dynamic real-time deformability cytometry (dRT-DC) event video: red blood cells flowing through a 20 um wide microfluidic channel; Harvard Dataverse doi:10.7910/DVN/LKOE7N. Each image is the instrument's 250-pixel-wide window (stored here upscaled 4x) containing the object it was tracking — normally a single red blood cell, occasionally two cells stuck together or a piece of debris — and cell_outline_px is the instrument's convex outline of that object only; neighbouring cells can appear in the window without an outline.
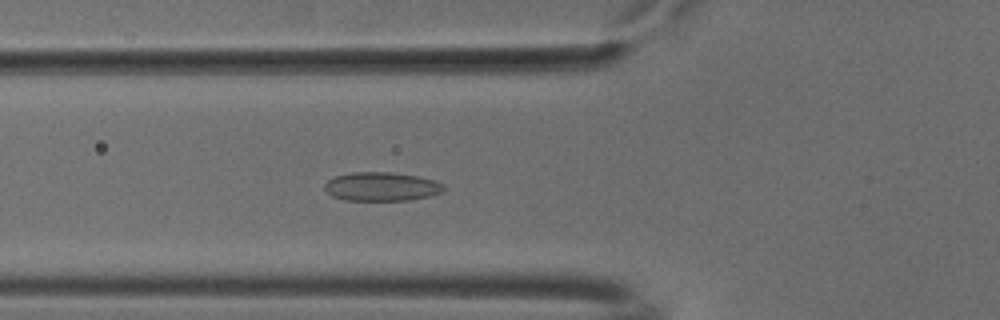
{"species": "common noctule bat (a hibernating species)", "species_latin": "Nyctalus noctula", "temperature_condition": "cold", "stored_images_in_passage": 49, "camera_frame_rate_fps": 3000, "um_per_image_px": 0.085, "animal": {"sex": "male", "body_mass_g": 18.8}, "frame": {"image": 1, "passage_image": 15, "time_ms": 4.667, "image_size_px": [1000, 320], "cell_outline_px": [[444, 188], [440, 192], [428, 196], [408, 200], [344, 200], [332, 196], [324, 188], [324, 184], [328, 180], [336, 176], [352, 172], [392, 172], [416, 176], [436, 180], [444, 184]], "centroid_in_image_um": [32.41, 15.85], "position_along_channel_um": 93.4, "area_um2": 19.88}}
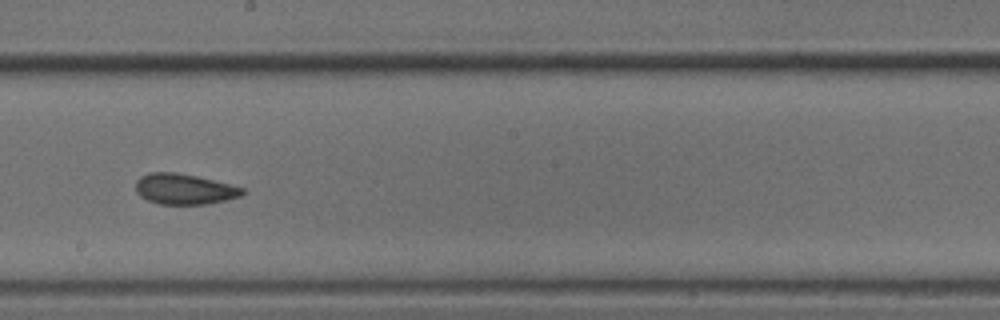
{"frame": {"image": 2, "passage_image": 26, "time_ms": 8.333, "image_size_px": [1000, 320], "cell_outline_px": [[244, 192], [240, 196], [208, 204], [160, 204], [148, 200], [140, 196], [136, 192], [136, 180], [140, 176], [148, 172], [176, 172], [196, 176], [244, 188]], "centroid_in_image_um": [15.61, 16.06], "position_along_channel_um": 232.6, "area_um2": 18.9}}
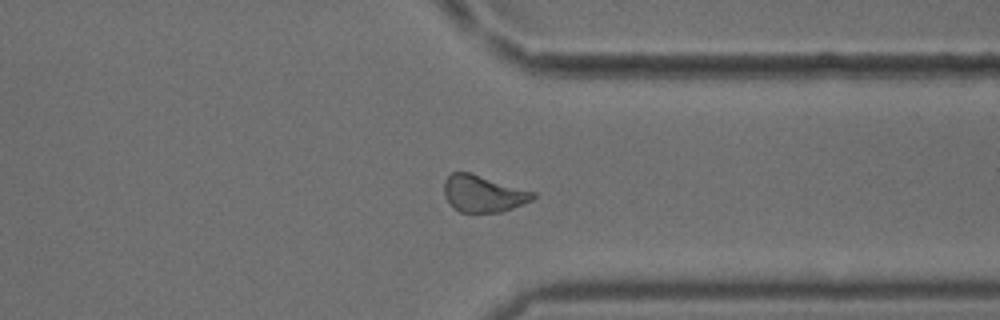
{"frame": {"image": 3, "passage_image": 37, "time_ms": 12.0, "image_size_px": [1000, 320], "cell_outline_px": [[536, 196], [532, 200], [512, 208], [500, 212], [460, 212], [452, 208], [444, 196], [444, 180], [452, 172], [472, 172], [536, 192]], "centroid_in_image_um": [41.06, 16.45], "position_along_channel_um": 370.3, "area_um2": 19.31}, "authors_computed_cell_mechanics": {"area_um2": 19.2474, "velocity_mm_per_s": 3.7813, "shape_relaxation_time_tau1_ms": 4.6605, "shape_relaxation_time_tau2_ms": 2.4439, "deformation_change_tau1": 0.0772, "deformation_change_tau2": 0.0805}}